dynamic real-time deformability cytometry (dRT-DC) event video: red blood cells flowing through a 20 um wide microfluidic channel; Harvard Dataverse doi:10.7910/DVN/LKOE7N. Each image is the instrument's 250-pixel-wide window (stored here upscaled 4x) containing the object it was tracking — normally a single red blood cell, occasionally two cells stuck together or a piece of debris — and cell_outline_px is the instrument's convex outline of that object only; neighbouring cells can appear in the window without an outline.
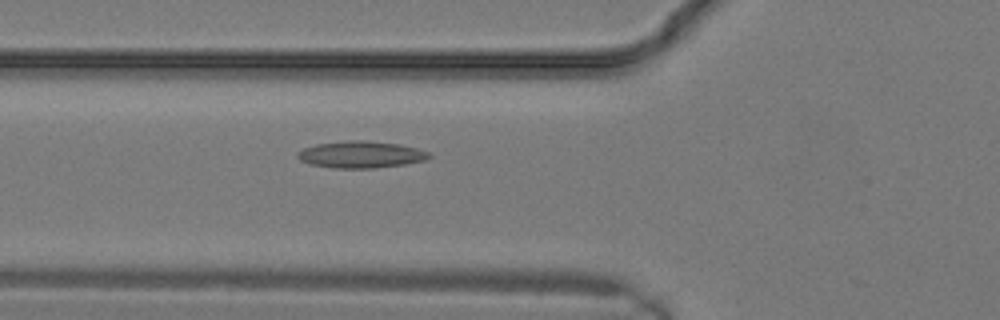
{"species": "common noctule bat (a hibernating species)", "species_latin": "Nyctalus noctula", "temperature_condition": "warm", "stored_images_in_passage": 10, "camera_frame_rate_fps": 3000, "um_per_image_px": 0.085, "animal": {"sex": "male", "body_mass_g": 19.2, "forearm_length_mm": 51.8}, "frame": {"image": 1, "passage_image": 10, "time_ms": 3.0, "image_size_px": [1000, 320], "cell_outline_px": [[432, 156], [424, 160], [404, 164], [376, 168], [336, 168], [312, 164], [300, 160], [296, 156], [296, 152], [304, 148], [316, 144], [348, 140], [364, 140], [400, 144], [416, 148], [428, 152]], "centroid_in_image_um": [30.66, 13.13], "position_along_channel_um": 95.1, "area_um2": 20.46}}